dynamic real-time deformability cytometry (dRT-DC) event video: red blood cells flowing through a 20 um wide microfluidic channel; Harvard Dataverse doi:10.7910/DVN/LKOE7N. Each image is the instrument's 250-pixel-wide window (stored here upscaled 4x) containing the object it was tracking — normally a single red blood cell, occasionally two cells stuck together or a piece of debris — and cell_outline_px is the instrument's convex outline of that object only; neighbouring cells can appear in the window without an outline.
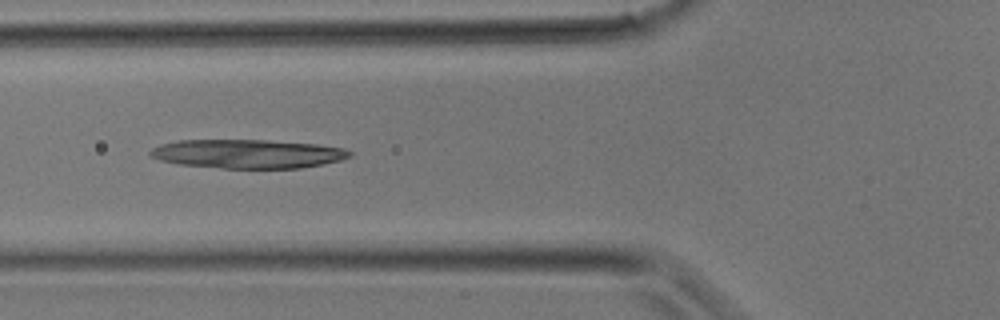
{"species": "common noctule bat (a hibernating species)", "species_latin": "Nyctalus noctula", "temperature_condition": "room temperature", "stored_images_in_passage": 24, "camera_frame_rate_fps": 3000, "um_per_image_px": 0.085, "animal": {"sex": "male", "body_mass_g": 17.9}, "frame": {"image": 1, "passage_image": 6, "time_ms": 1.667, "image_size_px": [1000, 320], "cell_outline_px": [[352, 156], [340, 160], [300, 168], [220, 168], [180, 164], [160, 160], [152, 156], [148, 152], [152, 148], [160, 144], [180, 140], [264, 140], [316, 144], [344, 148], [352, 152]], "centroid_in_image_um": [21.04, 13.07], "position_along_channel_um": 104.8, "area_um2": 33.35}}
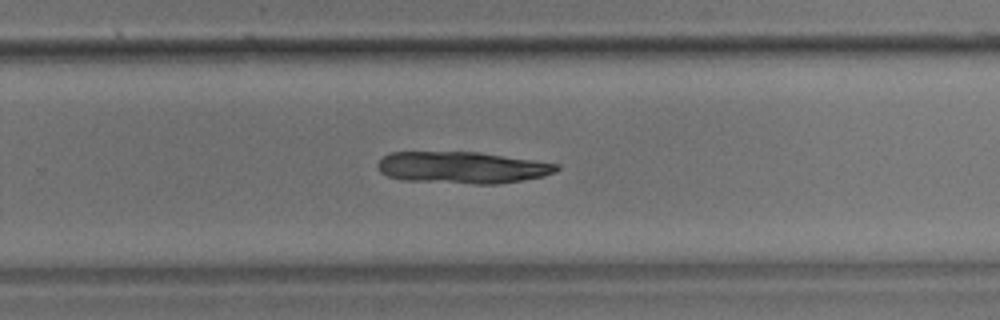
{"frame": {"image": 2, "passage_image": 15, "time_ms": 4.667, "image_size_px": [1000, 320], "cell_outline_px": [[560, 168], [556, 172], [544, 176], [496, 184], [472, 184], [400, 180], [388, 176], [380, 172], [376, 164], [388, 152], [476, 152], [560, 164]], "centroid_in_image_um": [39.26, 14.25], "position_along_channel_um": 290.5, "area_um2": 33.12}}
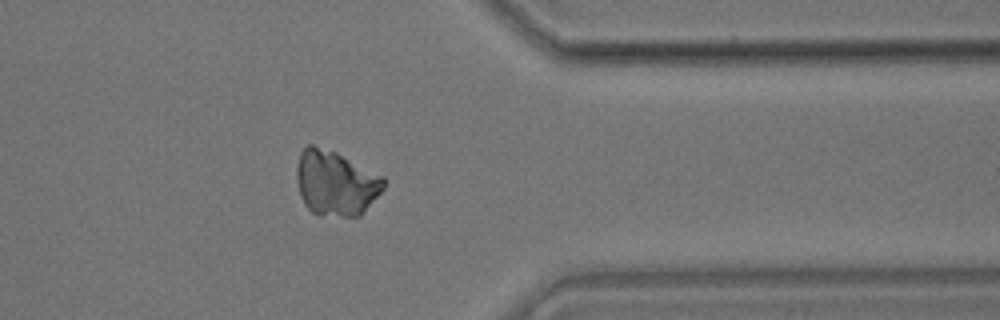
{"frame": {"image": 3, "passage_image": 20, "time_ms": 6.333, "image_size_px": [1000, 320], "cell_outline_px": [[384, 188], [360, 216], [340, 216], [312, 212], [304, 204], [300, 196], [296, 180], [296, 168], [300, 152], [308, 144], [312, 144], [336, 152], [384, 176]], "centroid_in_image_um": [28.52, 15.54], "position_along_channel_um": 382.9, "area_um2": 32.89}}